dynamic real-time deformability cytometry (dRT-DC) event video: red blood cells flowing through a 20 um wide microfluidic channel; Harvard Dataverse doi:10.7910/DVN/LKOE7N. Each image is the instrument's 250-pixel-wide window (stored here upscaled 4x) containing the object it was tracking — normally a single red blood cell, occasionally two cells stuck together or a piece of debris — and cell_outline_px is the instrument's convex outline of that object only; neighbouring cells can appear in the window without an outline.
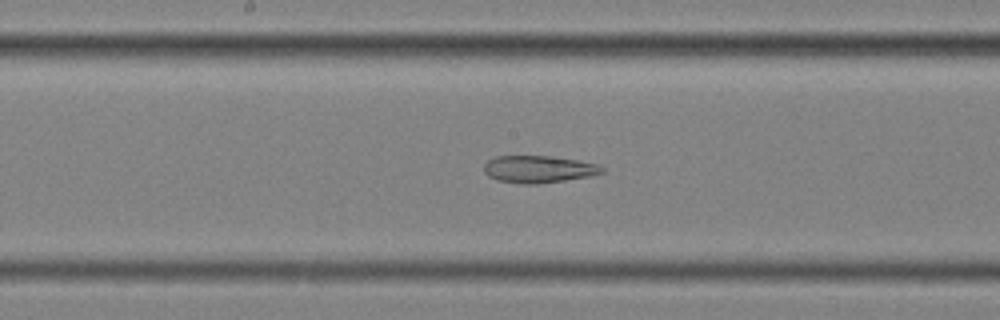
{"species": "common noctule bat (a hibernating species)", "species_latin": "Nyctalus noctula", "temperature_condition": "cold", "stored_images_in_passage": 58, "segment_of_instrument_passage": [2, 3], "camera_frame_rate_fps": 3000, "um_per_image_px": 0.085, "animal": {"sex": "female", "body_mass_g": 25.1}, "frame": {"image": 1, "passage_image": 30, "time_ms": 9.667, "image_size_px": [1000, 320], "cell_outline_px": [[604, 172], [592, 176], [536, 184], [524, 184], [496, 180], [488, 176], [484, 172], [484, 164], [488, 160], [496, 156], [552, 156], [580, 160], [600, 164], [604, 168]], "centroid_in_image_um": [45.81, 14.37], "position_along_channel_um": 202.4, "area_um2": 18.9}}
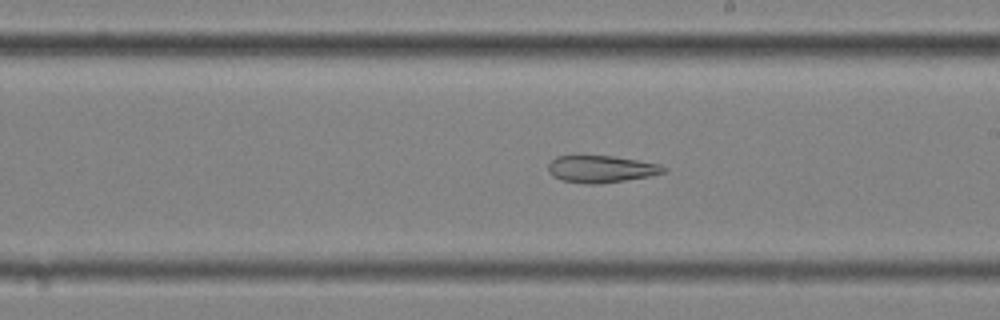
{"frame": {"image": 2, "passage_image": 33, "time_ms": 10.667, "image_size_px": [1000, 320], "cell_outline_px": [[668, 168], [664, 172], [648, 176], [600, 184], [584, 184], [560, 180], [552, 176], [548, 172], [548, 164], [556, 156], [612, 156], [660, 164]], "centroid_in_image_um": [51.06, 14.37], "position_along_channel_um": 237.9, "area_um2": 18.15}}
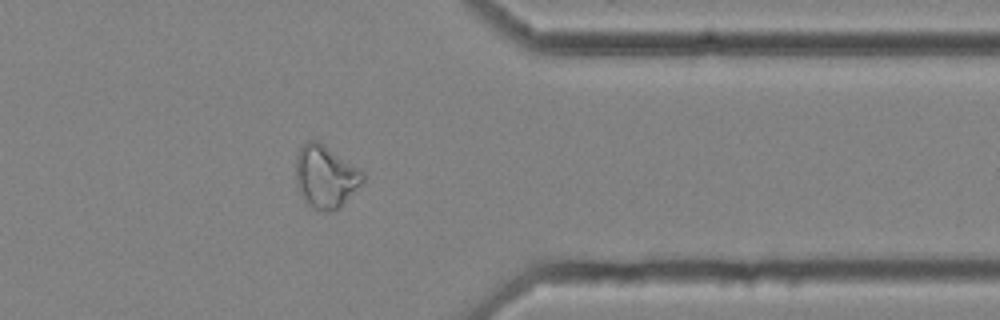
{"frame": {"image": 3, "passage_image": 46, "time_ms": 15.0, "image_size_px": [1000, 320], "cell_outline_px": [[364, 180], [340, 208], [332, 212], [320, 212], [312, 208], [300, 196], [296, 184], [296, 156], [300, 144], [308, 140], [316, 140], [324, 144], [364, 172]], "centroid_in_image_um": [27.63, 15.03], "position_along_channel_um": 383.8, "area_um2": 24.8}}